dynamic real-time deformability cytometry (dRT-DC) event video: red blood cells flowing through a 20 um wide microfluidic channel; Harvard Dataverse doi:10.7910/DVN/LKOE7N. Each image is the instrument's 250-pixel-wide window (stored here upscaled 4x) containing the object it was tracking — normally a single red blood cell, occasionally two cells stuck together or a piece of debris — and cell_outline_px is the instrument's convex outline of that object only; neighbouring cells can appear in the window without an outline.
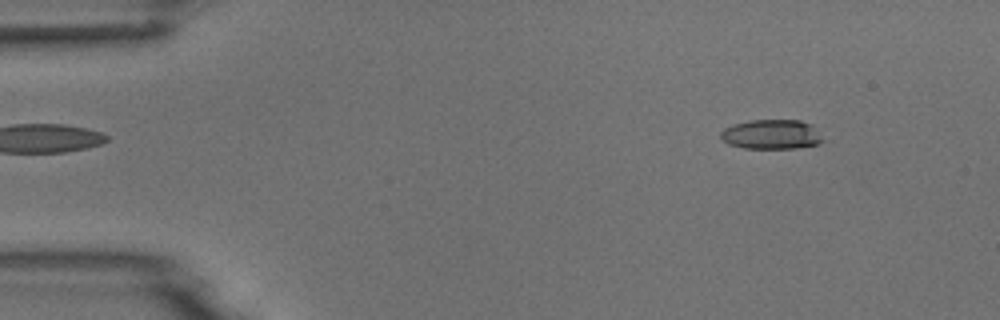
{"species": "common noctule bat (a hibernating species)", "species_latin": "Nyctalus noctula", "temperature_condition": "room temperature", "stored_images_in_passage": 4, "camera_frame_rate_fps": 3000, "um_per_image_px": 0.085, "animal": {"sex": "male", "body_mass_g": 18.8}, "frame": {"image": 1, "passage_image": 1, "time_ms": 0.0, "image_size_px": [1000, 320], "cell_outline_px": [[828, 140], [820, 144], [796, 148], [744, 148], [728, 144], [720, 136], [720, 132], [724, 128], [732, 124], [748, 120], [800, 120], [812, 124]], "centroid_in_image_um": [65.65, 11.42], "position_along_channel_um": 19.4, "area_um2": 18.03}}
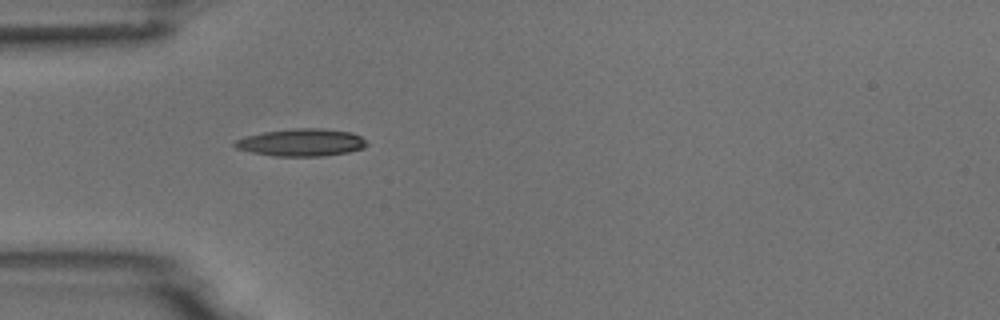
{"frame": {"image": 2, "passage_image": 4, "time_ms": 3.333, "image_size_px": [1000, 320], "cell_outline_px": [[368, 144], [364, 148], [348, 152], [324, 156], [272, 156], [252, 152], [236, 148], [232, 144], [232, 140], [244, 136], [264, 132], [292, 128], [324, 128], [352, 132], [360, 136]], "centroid_in_image_um": [25.59, 12.1], "position_along_channel_um": 59.4, "area_um2": 21.33}}